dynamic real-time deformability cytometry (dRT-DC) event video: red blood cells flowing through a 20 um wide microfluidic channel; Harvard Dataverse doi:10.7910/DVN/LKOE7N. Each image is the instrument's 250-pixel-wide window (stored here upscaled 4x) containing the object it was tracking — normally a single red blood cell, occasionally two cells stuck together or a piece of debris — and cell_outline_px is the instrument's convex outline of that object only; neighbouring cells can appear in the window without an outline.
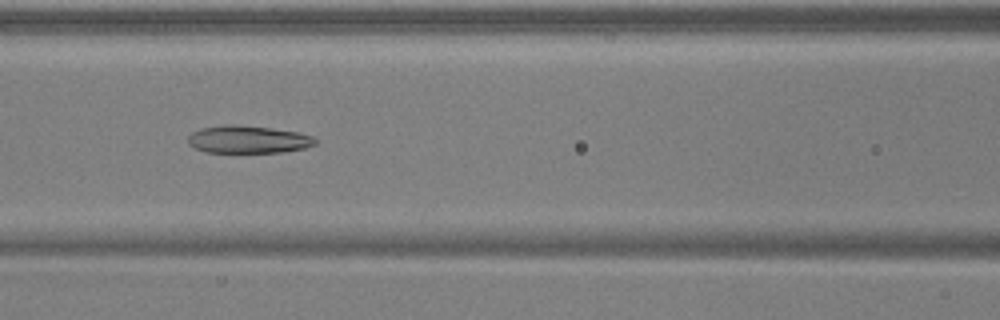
{"species": "common noctule bat (a hibernating species)", "species_latin": "Nyctalus noctula", "temperature_condition": "warm", "stored_images_in_passage": 46, "camera_frame_rate_fps": 3000, "um_per_image_px": 0.085, "animal": {"sex": "male", "body_mass_g": 17.9, "forearm_length_mm": 54.2}, "frame": {"image": 1, "passage_image": 17, "time_ms": 5.333, "image_size_px": [1000, 320], "cell_outline_px": [[316, 144], [304, 148], [284, 152], [208, 152], [196, 148], [188, 144], [188, 136], [192, 132], [200, 128], [224, 124], [232, 124], [268, 128], [300, 132], [312, 136], [316, 140]], "centroid_in_image_um": [21.08, 11.85], "position_along_channel_um": 145.5, "area_um2": 20.4}}
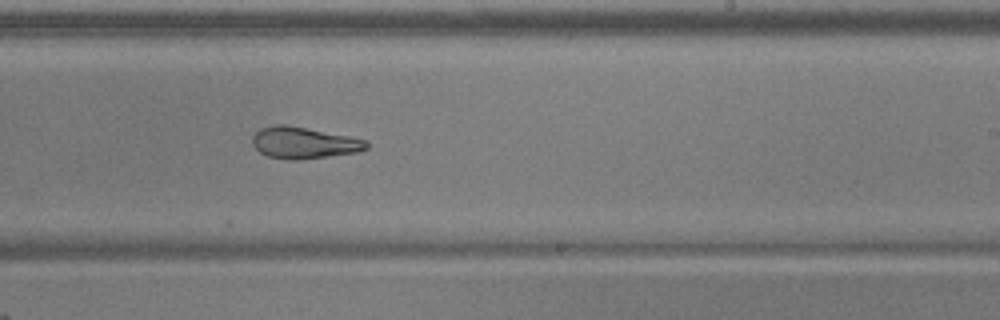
{"frame": {"image": 2, "passage_image": 26, "time_ms": 8.333, "image_size_px": [1000, 320], "cell_outline_px": [[368, 148], [356, 152], [300, 160], [288, 160], [268, 156], [260, 152], [252, 144], [252, 136], [260, 128], [276, 124], [284, 124], [352, 136], [368, 140]], "centroid_in_image_um": [25.83, 12.13], "position_along_channel_um": 263.2, "area_um2": 21.1}}
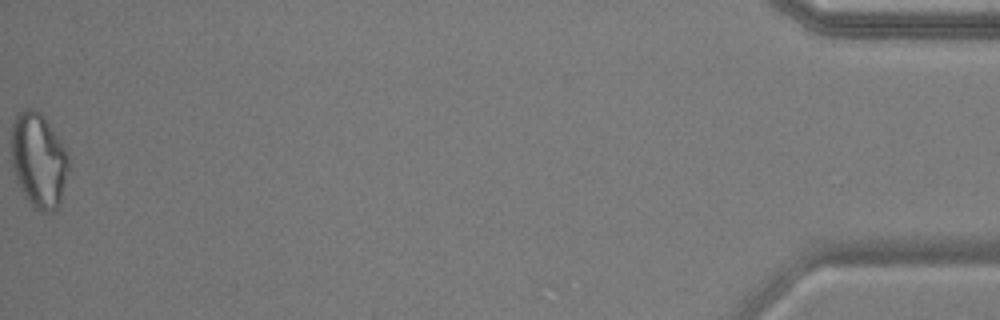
{"frame": {"image": 3, "passage_image": 46, "time_ms": 15.0, "image_size_px": [1000, 320], "cell_outline_px": [[68, 168], [60, 204], [52, 212], [40, 212], [32, 208], [24, 196], [16, 180], [12, 168], [12, 124], [16, 112], [24, 108], [32, 108], [40, 112], [60, 140], [68, 152]], "centroid_in_image_um": [3.26, 13.64], "position_along_channel_um": 431.9, "area_um2": 31.85}}